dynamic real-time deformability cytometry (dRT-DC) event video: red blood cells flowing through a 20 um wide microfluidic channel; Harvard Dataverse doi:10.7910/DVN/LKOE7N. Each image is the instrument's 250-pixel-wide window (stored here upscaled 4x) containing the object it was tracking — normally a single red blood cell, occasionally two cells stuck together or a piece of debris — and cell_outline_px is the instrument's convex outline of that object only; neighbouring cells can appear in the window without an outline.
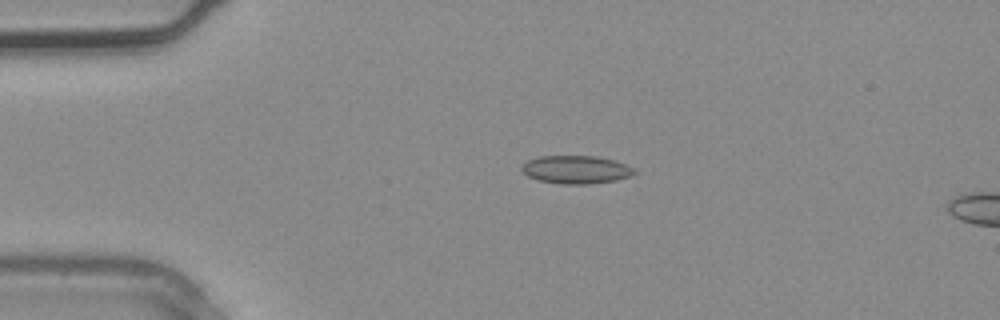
{"species": "common noctule bat (a hibernating species)", "species_latin": "Nyctalus noctula", "temperature_condition": "warm", "stored_images_in_passage": 1, "camera_frame_rate_fps": 3000, "um_per_image_px": 0.085, "animal": {"sex": "male", "body_mass_g": 20.4}, "frame": {"image": 1, "passage_image": 1, "time_ms": 0.0, "image_size_px": [1000, 320], "cell_outline_px": [[640, 172], [632, 176], [616, 180], [588, 184], [560, 184], [540, 180], [528, 176], [520, 168], [528, 160], [540, 156], [596, 156], [612, 160], [636, 168]], "centroid_in_image_um": [49.02, 14.42], "position_along_channel_um": 36.0, "area_um2": 18.44}}